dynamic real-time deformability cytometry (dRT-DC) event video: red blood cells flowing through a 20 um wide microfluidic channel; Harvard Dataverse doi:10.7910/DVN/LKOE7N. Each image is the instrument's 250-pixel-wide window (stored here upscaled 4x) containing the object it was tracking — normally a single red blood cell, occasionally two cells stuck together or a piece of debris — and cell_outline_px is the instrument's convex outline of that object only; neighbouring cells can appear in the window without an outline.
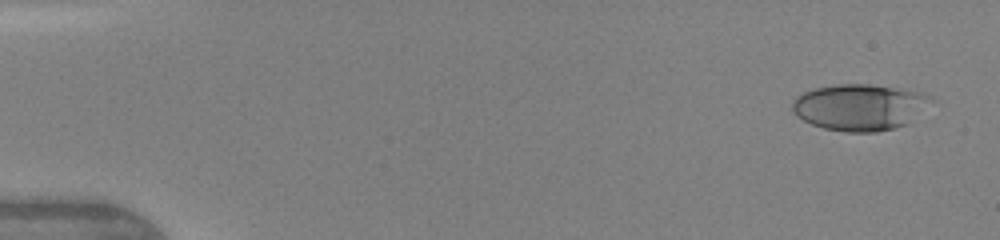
{"species": "human", "species_latin": "Homo sapiens", "temperature_condition": "warm", "stored_images_in_passage": 6, "camera_frame_rate_fps": 3000, "um_per_image_px": 0.085, "donor": {"sex": "female"}, "frame": {"image": 1, "passage_image": 1, "time_ms": 0.0, "image_size_px": [1000, 240], "cell_outline_px": [[932, 100], [908, 124], [876, 132], [844, 132], [824, 128], [812, 124], [796, 116], [792, 108], [792, 100], [796, 96], [804, 92], [816, 88], [832, 84], [868, 84], [920, 92], [928, 96]], "centroid_in_image_um": [73.01, 9.11], "position_along_channel_um": 12.0, "area_um2": 37.17}}
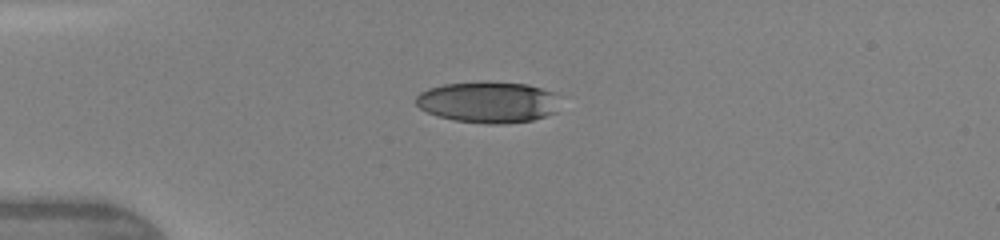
{"frame": {"image": 2, "passage_image": 5, "time_ms": 3.333, "image_size_px": [1000, 240], "cell_outline_px": [[556, 112], [532, 120], [500, 124], [488, 124], [456, 120], [436, 116], [420, 108], [416, 104], [416, 96], [420, 92], [428, 88], [444, 84], [528, 84], [552, 92]], "centroid_in_image_um": [41.41, 8.72], "position_along_channel_um": 43.6, "area_um2": 33.29}}